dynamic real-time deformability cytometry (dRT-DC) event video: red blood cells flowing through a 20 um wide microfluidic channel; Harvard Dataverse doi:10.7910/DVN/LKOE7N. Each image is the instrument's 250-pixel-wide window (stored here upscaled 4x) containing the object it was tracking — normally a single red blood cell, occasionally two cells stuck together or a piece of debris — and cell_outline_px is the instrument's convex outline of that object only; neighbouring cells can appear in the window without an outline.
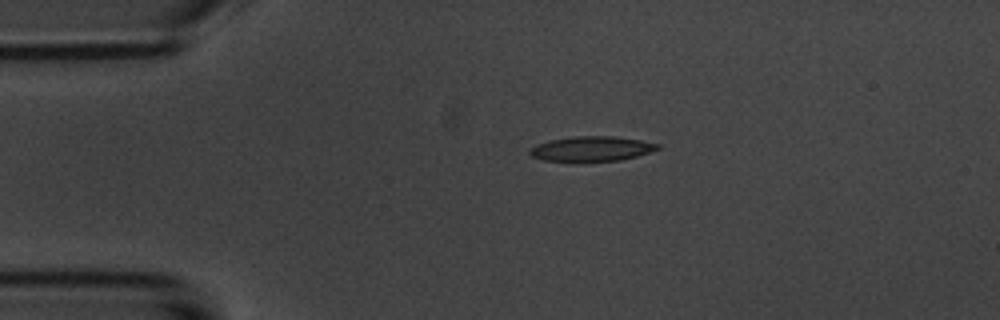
{"species": "common noctule bat (a hibernating species)", "species_latin": "Nyctalus noctula", "temperature_condition": "room temperature", "stored_images_in_passage": 2, "camera_frame_rate_fps": 3000, "um_per_image_px": 0.085, "animal": {"sex": "male", "body_mass_g": 20.1, "forearm_length_mm": 53.5}, "frame": {"image": 1, "passage_image": 1, "time_ms": 0.0, "image_size_px": [1000, 320], "cell_outline_px": [[660, 148], [636, 156], [620, 160], [580, 164], [572, 164], [544, 160], [532, 156], [528, 152], [528, 148], [536, 144], [552, 140], [572, 136], [612, 136], [640, 140], [660, 144]], "centroid_in_image_um": [50.2, 12.69], "position_along_channel_um": 34.8, "area_um2": 19.31}}